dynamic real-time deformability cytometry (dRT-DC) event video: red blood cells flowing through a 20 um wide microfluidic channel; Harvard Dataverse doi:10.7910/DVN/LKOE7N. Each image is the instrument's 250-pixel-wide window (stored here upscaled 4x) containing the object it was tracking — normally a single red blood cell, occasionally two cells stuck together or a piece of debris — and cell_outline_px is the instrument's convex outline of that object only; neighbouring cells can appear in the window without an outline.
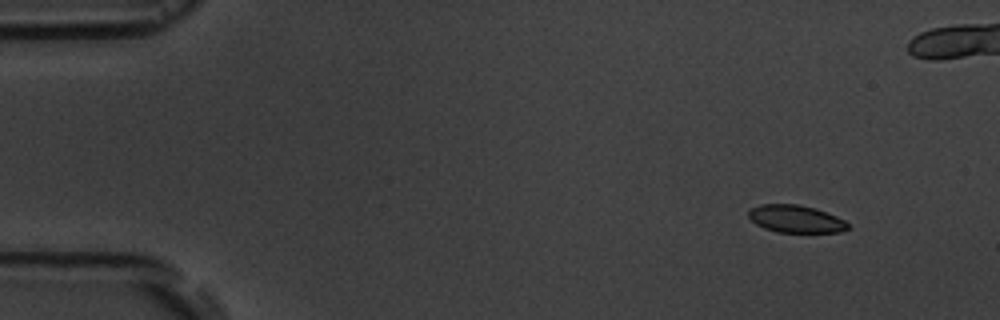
{"species": "common noctule bat (a hibernating species)", "species_latin": "Nyctalus noctula", "temperature_condition": "room temperature", "stored_images_in_passage": 6, "segment_of_instrument_passage": [2, 2], "camera_frame_rate_fps": 3000, "um_per_image_px": 0.085, "animal": {"sex": "male", "body_mass_g": 19.5, "forearm_length_mm": 54.6}, "frame": {"image": 1, "passage_image": 6, "time_ms": 7.0, "image_size_px": [1000, 320], "cell_outline_px": [[848, 228], [840, 232], [776, 232], [764, 228], [756, 224], [748, 216], [748, 212], [752, 208], [760, 204], [800, 204], [816, 208], [828, 212], [844, 220], [848, 224]], "centroid_in_image_um": [67.64, 18.6], "position_along_channel_um": 17.4, "area_um2": 15.95}}